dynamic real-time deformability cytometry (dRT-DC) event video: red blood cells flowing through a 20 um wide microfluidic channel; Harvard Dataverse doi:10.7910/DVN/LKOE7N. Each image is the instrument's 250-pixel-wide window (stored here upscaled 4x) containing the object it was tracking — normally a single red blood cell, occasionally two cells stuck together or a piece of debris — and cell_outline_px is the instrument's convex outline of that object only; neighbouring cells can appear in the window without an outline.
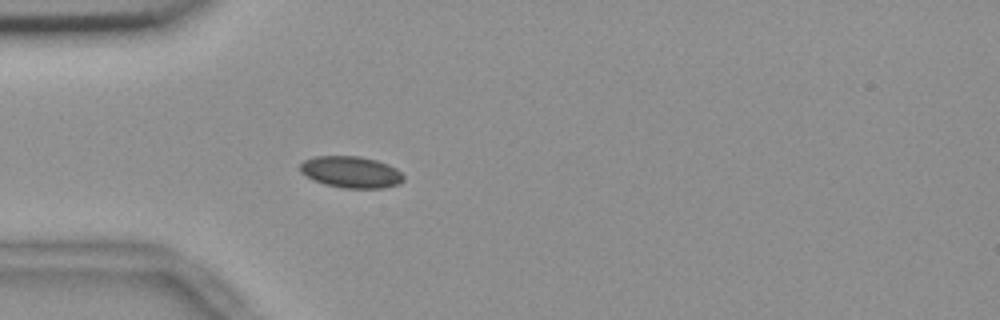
{"species": "common noctule bat (a hibernating species)", "species_latin": "Nyctalus noctula", "temperature_condition": "room temperature", "stored_images_in_passage": 54, "camera_frame_rate_fps": 3000, "um_per_image_px": 0.085, "animal": {"sex": "female", "body_mass_g": 18.4}, "frame": {"image": 1, "passage_image": 15, "time_ms": 4.667, "image_size_px": [1000, 320], "cell_outline_px": [[404, 180], [400, 184], [384, 188], [344, 188], [324, 184], [312, 180], [300, 172], [300, 164], [304, 160], [316, 156], [360, 156], [376, 160], [388, 164], [396, 168], [404, 176]], "centroid_in_image_um": [29.84, 14.63], "position_along_channel_um": 55.2, "area_um2": 19.19}}
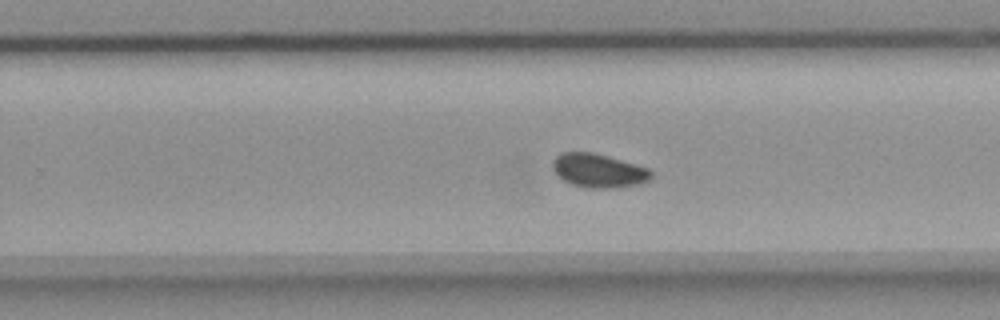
{"frame": {"image": 2, "passage_image": 34, "time_ms": 11.0, "image_size_px": [1000, 320], "cell_outline_px": [[652, 176], [648, 180], [640, 184], [612, 188], [588, 188], [572, 184], [564, 180], [552, 168], [552, 160], [560, 152], [592, 152], [608, 156], [636, 164], [648, 168], [652, 172]], "centroid_in_image_um": [50.87, 14.49], "position_along_channel_um": 278.9, "area_um2": 19.36}}
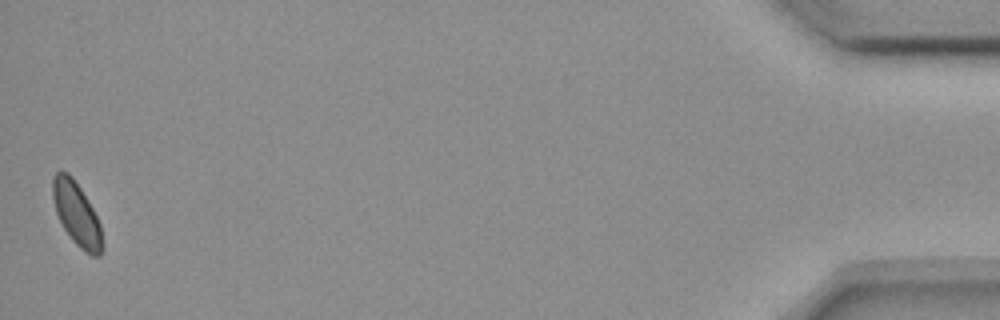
{"frame": {"image": 3, "passage_image": 54, "time_ms": 17.667, "image_size_px": [1000, 320], "cell_outline_px": [[104, 248], [100, 256], [92, 256], [84, 252], [72, 240], [64, 228], [56, 212], [52, 196], [52, 176], [56, 172], [68, 172], [72, 176], [80, 188], [92, 208], [100, 224], [104, 244]], "centroid_in_image_um": [6.53, 18.22], "position_along_channel_um": 428.7, "area_um2": 18.32}, "authors_computed_cell_mechanics": {"area_um2": 19.1318, "velocity_mm_per_s": 3.636, "shape_relaxation_time_tau1_ms": 1.2974, "shape_relaxation_time_tau2_ms": 1.9306, "deformation_change_tau1": 0.0375, "deformation_change_tau2": 0.0571}}